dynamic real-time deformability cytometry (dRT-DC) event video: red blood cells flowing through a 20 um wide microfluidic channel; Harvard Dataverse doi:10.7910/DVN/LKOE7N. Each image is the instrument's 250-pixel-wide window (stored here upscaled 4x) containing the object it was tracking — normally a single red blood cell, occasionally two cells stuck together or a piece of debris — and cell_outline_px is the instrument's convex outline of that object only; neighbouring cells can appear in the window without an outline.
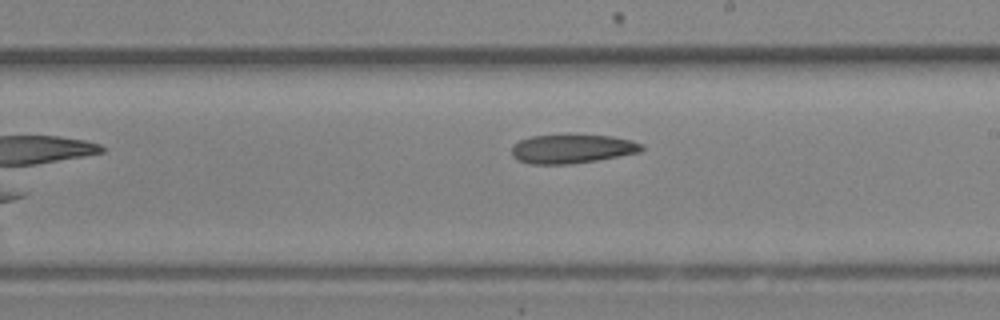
{"species": "Egyptian fruit bat (a non-hibernating species)", "species_latin": "Rousettus aegyptiacus", "temperature_condition": "room temperature", "stored_images_in_passage": 11, "camera_frame_rate_fps": 3000, "um_per_image_px": 0.085, "animal": {"sex": "female"}, "frame": {"image": 1, "passage_image": 11, "time_ms": 3.333, "image_size_px": [1000, 320], "cell_outline_px": [[644, 148], [640, 152], [596, 160], [572, 164], [528, 164], [516, 160], [512, 156], [512, 144], [520, 140], [532, 136], [568, 132], [612, 136], [632, 140], [644, 144]], "centroid_in_image_um": [48.6, 12.61], "position_along_channel_um": 240.4, "area_um2": 22.89}}